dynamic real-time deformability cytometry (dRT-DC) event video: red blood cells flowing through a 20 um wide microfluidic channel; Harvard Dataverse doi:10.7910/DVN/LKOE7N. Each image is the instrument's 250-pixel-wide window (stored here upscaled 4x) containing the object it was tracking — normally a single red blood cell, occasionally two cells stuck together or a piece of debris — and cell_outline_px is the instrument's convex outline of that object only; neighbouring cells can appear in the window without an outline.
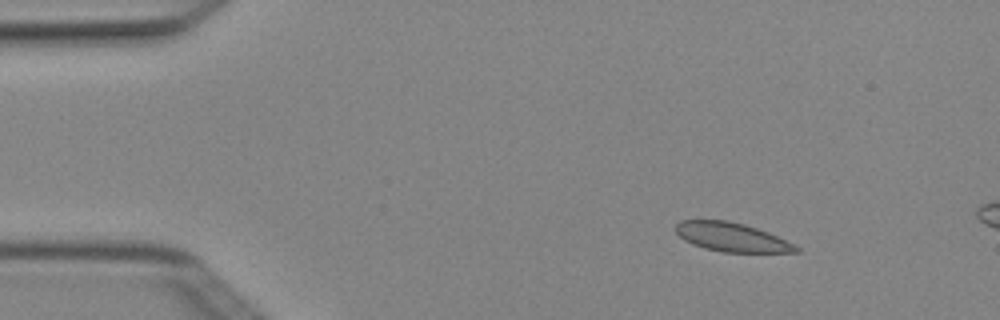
{"species": "Egyptian fruit bat (a non-hibernating species)", "species_latin": "Rousettus aegyptiacus", "temperature_condition": "cold", "stored_images_in_passage": 3, "camera_frame_rate_fps": 3000, "um_per_image_px": 0.085, "animal": {"sex": "female"}, "frame": {"image": 1, "passage_image": 1, "time_ms": 0.0, "image_size_px": [1000, 320], "cell_outline_px": [[800, 252], [724, 252], [704, 248], [692, 244], [684, 240], [676, 232], [676, 224], [680, 220], [728, 220], [744, 224], [768, 232], [800, 248]], "centroid_in_image_um": [62.16, 20.15], "position_along_channel_um": 22.8, "area_um2": 20.06}}